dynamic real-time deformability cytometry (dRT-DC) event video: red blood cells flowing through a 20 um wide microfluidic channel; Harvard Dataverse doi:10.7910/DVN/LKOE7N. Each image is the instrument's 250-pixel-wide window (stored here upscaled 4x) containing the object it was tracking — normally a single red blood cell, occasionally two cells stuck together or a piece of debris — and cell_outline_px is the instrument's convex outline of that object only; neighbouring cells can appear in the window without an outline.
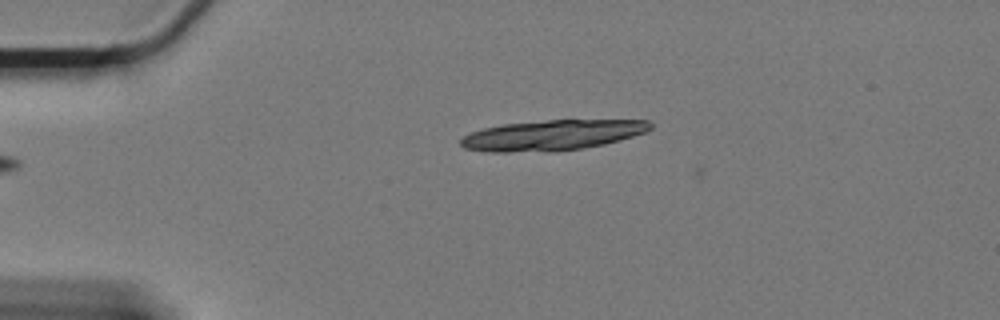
{"species": "Egyptian fruit bat (a non-hibernating species)", "species_latin": "Rousettus aegyptiacus", "temperature_condition": "cold", "stored_images_in_passage": 4, "camera_frame_rate_fps": 3000, "um_per_image_px": 0.085, "animal": {"sex": "female"}, "frame": {"image": 1, "passage_image": 2, "time_ms": 0.333, "image_size_px": [1000, 320], "cell_outline_px": [[652, 128], [644, 132], [620, 140], [604, 144], [580, 148], [552, 152], [484, 152], [464, 148], [460, 144], [460, 140], [464, 136], [472, 132], [484, 128], [504, 124], [548, 120], [648, 120], [652, 124]], "centroid_in_image_um": [46.91, 11.5], "position_along_channel_um": 38.1, "area_um2": 33.52}}